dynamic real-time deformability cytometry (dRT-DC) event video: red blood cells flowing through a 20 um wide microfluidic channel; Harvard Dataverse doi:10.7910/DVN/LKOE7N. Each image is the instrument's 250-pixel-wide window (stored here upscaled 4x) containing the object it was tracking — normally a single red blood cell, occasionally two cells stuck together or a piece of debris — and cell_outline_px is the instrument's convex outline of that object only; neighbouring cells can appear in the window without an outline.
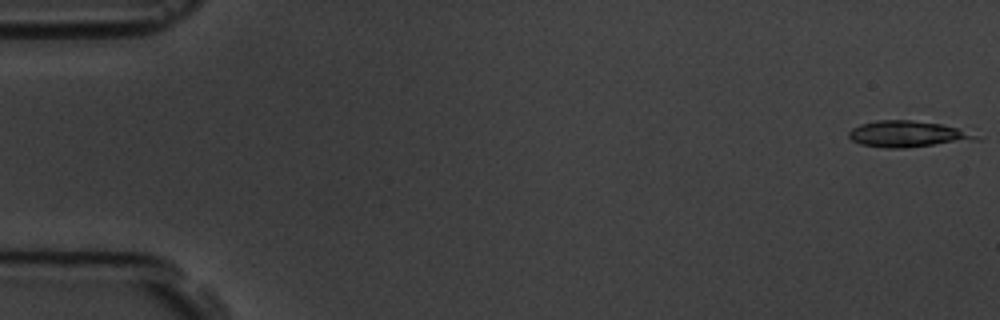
{"species": "common noctule bat (a hibernating species)", "species_latin": "Nyctalus noctula", "temperature_condition": "room temperature", "stored_images_in_passage": 6, "camera_frame_rate_fps": 3000, "um_per_image_px": 0.085, "animal": {"sex": "male", "body_mass_g": 19.5, "forearm_length_mm": 54.6}, "frame": {"image": 1, "passage_image": 1, "time_ms": 0.0, "image_size_px": [1000, 320], "cell_outline_px": [[984, 136], [980, 140], [908, 148], [884, 148], [860, 144], [852, 140], [848, 136], [848, 132], [852, 128], [860, 124], [876, 120], [912, 120], [940, 124], [956, 128]], "centroid_in_image_um": [77.18, 11.41], "position_along_channel_um": 7.8, "area_um2": 19.77}}